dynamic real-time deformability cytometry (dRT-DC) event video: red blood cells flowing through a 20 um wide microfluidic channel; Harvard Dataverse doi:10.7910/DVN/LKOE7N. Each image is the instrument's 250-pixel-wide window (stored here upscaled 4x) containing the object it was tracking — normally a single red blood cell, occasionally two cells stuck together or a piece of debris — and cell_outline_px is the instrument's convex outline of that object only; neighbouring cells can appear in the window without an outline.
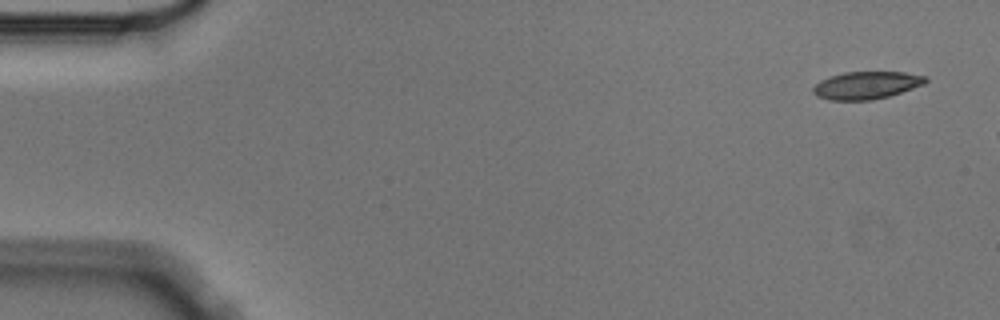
{"species": "Egyptian fruit bat (a non-hibernating species)", "species_latin": "Rousettus aegyptiacus", "temperature_condition": "cold", "stored_images_in_passage": 3, "camera_frame_rate_fps": 3000, "um_per_image_px": 0.085, "animal": {"sex": "male"}, "frame": {"image": 1, "passage_image": 1, "time_ms": 0.0, "image_size_px": [1000, 320], "cell_outline_px": [[928, 80], [924, 84], [888, 96], [872, 100], [828, 100], [816, 96], [812, 92], [812, 88], [820, 80], [828, 76], [844, 72], [904, 72], [928, 76]], "centroid_in_image_um": [73.61, 7.24], "position_along_channel_um": 11.4, "area_um2": 18.15}}